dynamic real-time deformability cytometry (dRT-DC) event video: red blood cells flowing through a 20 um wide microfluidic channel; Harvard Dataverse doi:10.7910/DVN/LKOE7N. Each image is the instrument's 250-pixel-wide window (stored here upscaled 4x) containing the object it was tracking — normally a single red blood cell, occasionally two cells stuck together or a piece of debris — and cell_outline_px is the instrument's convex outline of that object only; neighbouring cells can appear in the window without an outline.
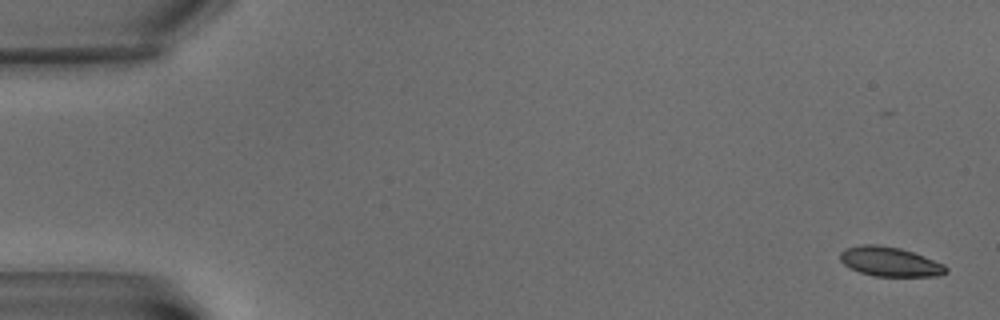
{"species": "common noctule bat (a hibernating species)", "species_latin": "Nyctalus noctula", "temperature_condition": "warm", "stored_images_in_passage": 7, "segment_of_instrument_passage": [2, 2], "camera_frame_rate_fps": 3000, "um_per_image_px": 0.085, "animal": {"sex": "male", "body_mass_g": 15.6}, "frame": {"image": 1, "passage_image": 7, "time_ms": 8.0, "image_size_px": [1000, 320], "cell_outline_px": [[948, 272], [940, 276], [872, 276], [860, 272], [844, 264], [840, 260], [840, 252], [844, 248], [860, 244], [880, 244], [900, 248], [912, 252], [944, 264], [948, 268]], "centroid_in_image_um": [75.63, 22.23], "position_along_channel_um": 9.4, "area_um2": 18.26}}